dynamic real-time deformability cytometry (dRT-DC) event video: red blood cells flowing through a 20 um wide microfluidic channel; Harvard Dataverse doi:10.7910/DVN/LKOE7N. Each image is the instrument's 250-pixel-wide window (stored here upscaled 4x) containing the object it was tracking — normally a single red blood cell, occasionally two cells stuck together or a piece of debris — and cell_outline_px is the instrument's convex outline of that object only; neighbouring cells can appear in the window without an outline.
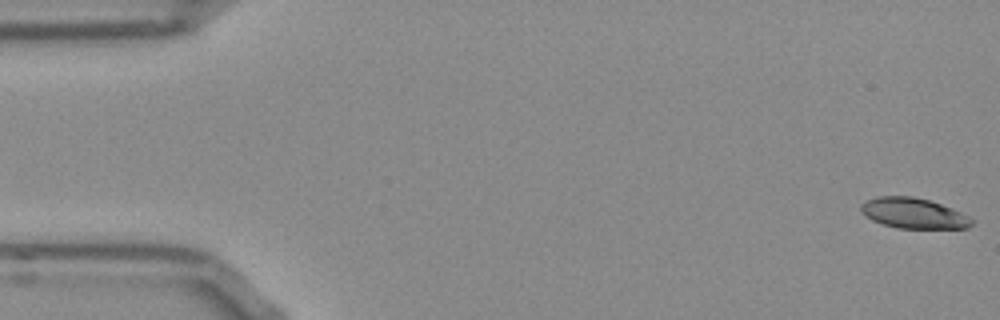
{"species": "Egyptian fruit bat (a non-hibernating species)", "species_latin": "Rousettus aegyptiacus", "temperature_condition": "room temperature", "stored_images_in_passage": 15, "camera_frame_rate_fps": 3000, "um_per_image_px": 0.085, "frame": {"image": 1, "passage_image": 1, "time_ms": 0.0, "image_size_px": [1000, 320], "cell_outline_px": [[976, 220], [968, 228], [896, 228], [872, 220], [860, 212], [860, 204], [868, 200], [880, 196], [912, 196], [928, 200], [952, 208]], "centroid_in_image_um": [77.65, 18.13], "position_along_channel_um": 7.3, "area_um2": 19.59}}
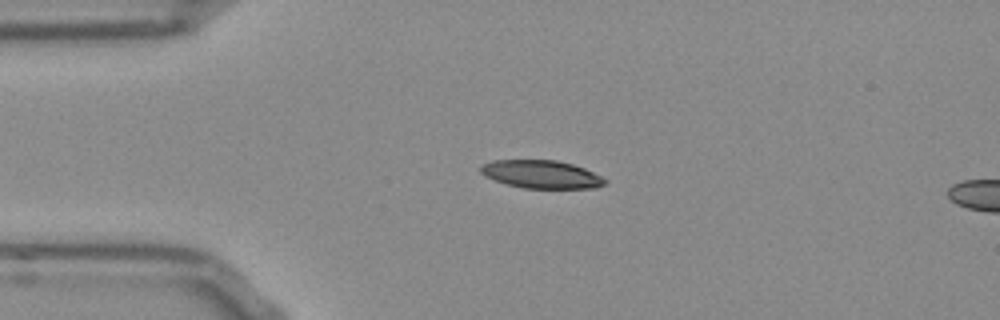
{"frame": {"image": 2, "passage_image": 12, "time_ms": 3.667, "image_size_px": [1000, 320], "cell_outline_px": [[608, 180], [604, 184], [596, 188], [524, 188], [508, 184], [484, 176], [480, 172], [480, 164], [492, 160], [556, 160], [572, 164], [584, 168]], "centroid_in_image_um": [45.99, 14.81], "position_along_channel_um": 39.0, "area_um2": 20.23}}